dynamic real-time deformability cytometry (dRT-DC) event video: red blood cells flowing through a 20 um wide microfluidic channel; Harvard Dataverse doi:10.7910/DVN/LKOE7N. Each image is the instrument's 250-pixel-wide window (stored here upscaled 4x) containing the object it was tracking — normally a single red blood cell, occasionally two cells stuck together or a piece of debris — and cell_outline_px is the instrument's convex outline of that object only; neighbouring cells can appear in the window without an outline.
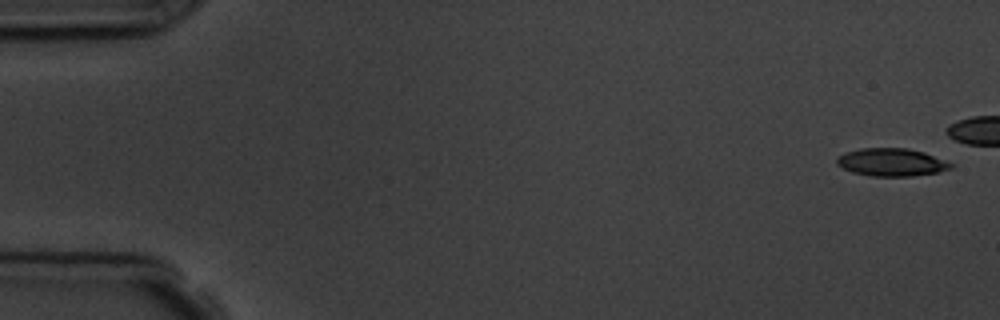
{"species": "common noctule bat (a hibernating species)", "species_latin": "Nyctalus noctula", "temperature_condition": "room temperature", "stored_images_in_passage": 7, "camera_frame_rate_fps": 3000, "um_per_image_px": 0.085, "animal": {"sex": "male", "body_mass_g": 19.5, "forearm_length_mm": 54.6}, "frame": {"image": 1, "passage_image": 1, "time_ms": 0.0, "image_size_px": [1000, 320], "cell_outline_px": [[956, 164], [952, 168], [936, 172], [912, 176], [872, 176], [852, 172], [836, 164], [836, 160], [844, 152], [860, 148], [908, 148], [924, 152]], "centroid_in_image_um": [75.8, 13.78], "position_along_channel_um": 9.2, "area_um2": 18.5}}
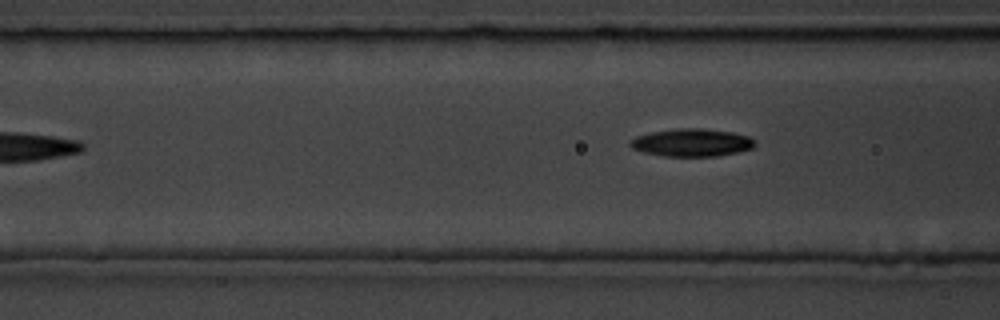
{"frame": {"image": 2, "passage_image": 7, "time_ms": 8.0, "image_size_px": [1000, 320], "cell_outline_px": [[756, 144], [752, 148], [736, 152], [716, 156], [664, 156], [644, 152], [632, 148], [628, 144], [636, 136], [652, 132], [680, 128], [700, 128], [732, 132], [748, 136], [756, 140]], "centroid_in_image_um": [58.82, 12.12], "position_along_channel_um": 107.8, "area_um2": 20.0}}